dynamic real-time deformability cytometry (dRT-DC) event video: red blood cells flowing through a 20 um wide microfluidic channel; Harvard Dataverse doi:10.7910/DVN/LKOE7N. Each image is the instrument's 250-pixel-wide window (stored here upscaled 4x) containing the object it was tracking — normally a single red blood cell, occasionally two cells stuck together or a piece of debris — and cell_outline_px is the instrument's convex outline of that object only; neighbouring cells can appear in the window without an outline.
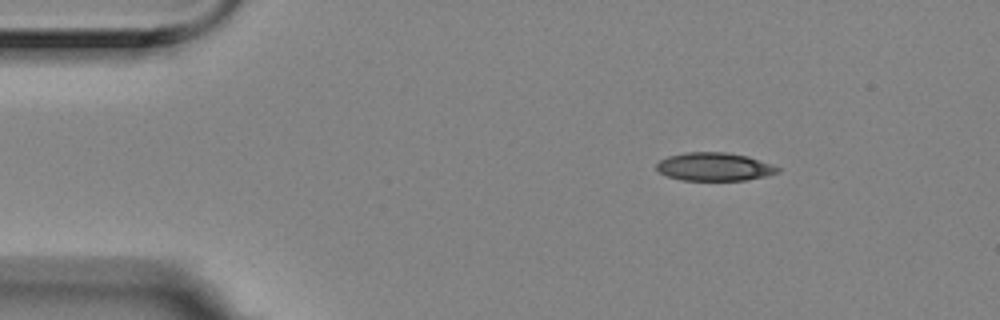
{"species": "Egyptian fruit bat (a non-hibernating species)", "species_latin": "Rousettus aegyptiacus", "temperature_condition": "room temperature", "stored_images_in_passage": 3, "camera_frame_rate_fps": 3000, "um_per_image_px": 0.085, "animal": {"sex": "female"}, "frame": {"image": 1, "passage_image": 1, "time_ms": 0.0, "image_size_px": [1000, 320], "cell_outline_px": [[780, 172], [764, 176], [744, 180], [680, 180], [668, 176], [660, 172], [656, 168], [656, 164], [660, 160], [668, 156], [684, 152], [728, 152], [748, 156], [772, 164], [780, 168]], "centroid_in_image_um": [60.72, 14.16], "position_along_channel_um": 24.3, "area_um2": 19.94}}